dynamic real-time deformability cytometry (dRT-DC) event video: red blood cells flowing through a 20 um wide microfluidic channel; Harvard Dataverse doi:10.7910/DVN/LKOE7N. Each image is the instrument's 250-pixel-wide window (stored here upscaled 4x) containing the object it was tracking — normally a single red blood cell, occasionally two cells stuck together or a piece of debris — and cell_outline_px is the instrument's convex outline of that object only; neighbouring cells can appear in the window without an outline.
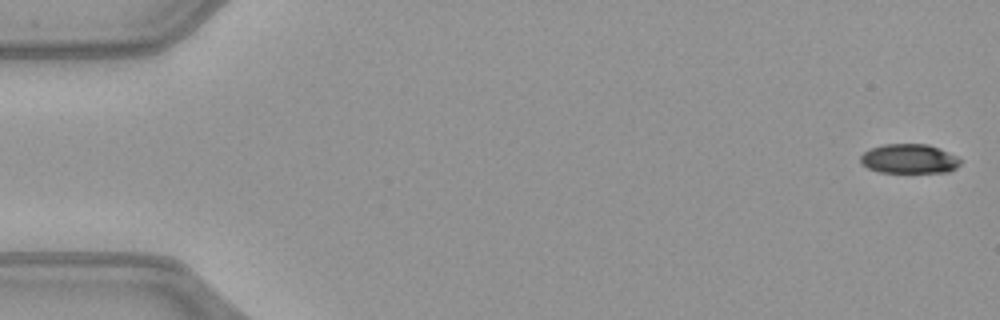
{"species": "common noctule bat (a hibernating species)", "species_latin": "Nyctalus noctula", "temperature_condition": "warm", "stored_images_in_passage": 51, "camera_frame_rate_fps": 3000, "um_per_image_px": 0.085, "animal": {"sex": "female", "body_mass_g": 21.9}, "frame": {"image": 1, "passage_image": 1, "time_ms": 0.0, "image_size_px": [1000, 320], "cell_outline_px": [[960, 164], [956, 168], [948, 172], [880, 172], [868, 168], [860, 164], [860, 156], [864, 152], [872, 148], [884, 144], [928, 144], [948, 152], [956, 156], [960, 160]], "centroid_in_image_um": [77.26, 13.5], "position_along_channel_um": 7.7, "area_um2": 17.05}}
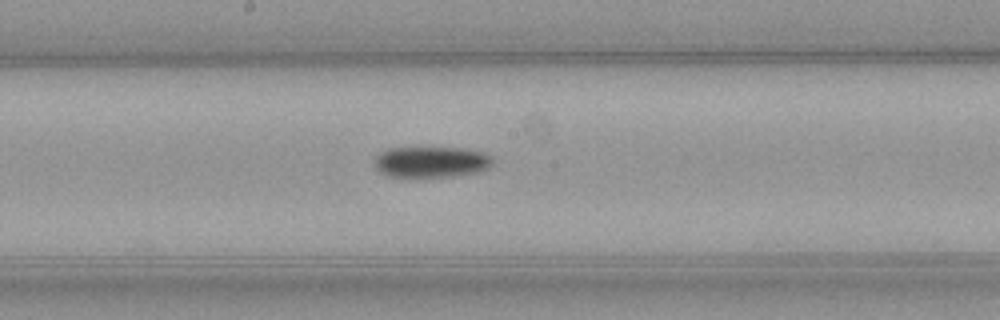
{"frame": {"image": 2, "passage_image": 27, "time_ms": 8.667, "image_size_px": [1000, 320], "cell_outline_px": [[492, 164], [488, 168], [480, 172], [452, 176], [388, 176], [380, 172], [376, 168], [376, 156], [380, 152], [388, 148], [420, 144], [464, 148], [484, 152], [492, 156]], "centroid_in_image_um": [36.66, 13.69], "position_along_channel_um": 211.5, "area_um2": 22.31}}
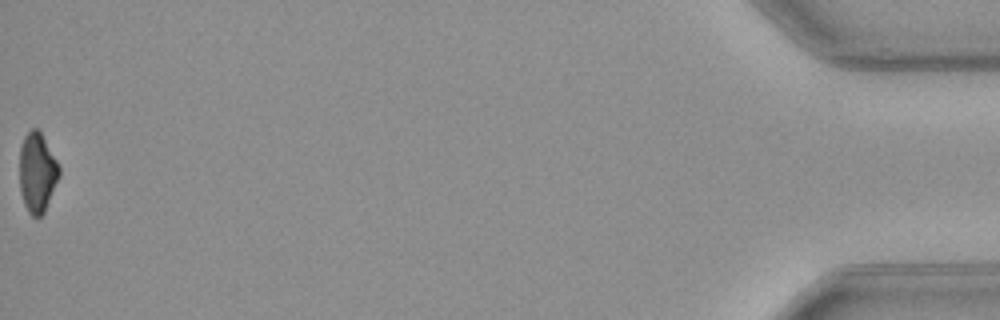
{"frame": {"image": 3, "passage_image": 51, "time_ms": 16.667, "image_size_px": [1000, 320], "cell_outline_px": [[60, 176], [44, 212], [40, 216], [32, 216], [28, 212], [24, 204], [20, 192], [20, 148], [24, 136], [32, 128], [36, 128], [40, 132], [56, 160], [60, 168]], "centroid_in_image_um": [3.16, 14.68], "position_along_channel_um": 432.0, "area_um2": 18.21}, "authors_computed_cell_mechanics": {"area_um2": 20.1144, "velocity_mm_per_s": 4.0731, "shape_relaxation_time_tau1_ms": 3.4769, "shape_relaxation_time_tau2_ms": null, "deformation_change_tau1": 0.1291, "deformation_change_tau2": null}}